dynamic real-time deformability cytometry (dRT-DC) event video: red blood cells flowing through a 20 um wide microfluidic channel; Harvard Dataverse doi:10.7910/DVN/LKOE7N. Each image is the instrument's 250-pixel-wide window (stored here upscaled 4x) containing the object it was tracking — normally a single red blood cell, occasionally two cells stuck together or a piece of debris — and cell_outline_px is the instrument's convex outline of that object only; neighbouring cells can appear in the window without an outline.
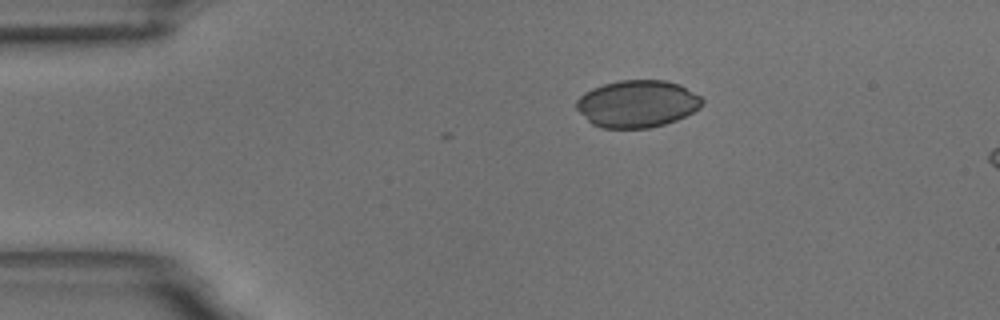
{"species": "common noctule bat (a hibernating species)", "species_latin": "Nyctalus noctula", "temperature_condition": "room temperature", "stored_images_in_passage": 3, "camera_frame_rate_fps": 3000, "um_per_image_px": 0.085, "animal": {"sex": "male", "body_mass_g": 18.8}, "frame": {"image": 1, "passage_image": 1, "time_ms": 0.0, "image_size_px": [1000, 320], "cell_outline_px": [[704, 104], [700, 108], [676, 120], [664, 124], [648, 128], [600, 128], [592, 124], [576, 108], [576, 100], [584, 92], [592, 88], [604, 84], [620, 80], [664, 80], [680, 84], [700, 96], [704, 100]], "centroid_in_image_um": [54.17, 8.82], "position_along_channel_um": 30.8, "area_um2": 34.62}}